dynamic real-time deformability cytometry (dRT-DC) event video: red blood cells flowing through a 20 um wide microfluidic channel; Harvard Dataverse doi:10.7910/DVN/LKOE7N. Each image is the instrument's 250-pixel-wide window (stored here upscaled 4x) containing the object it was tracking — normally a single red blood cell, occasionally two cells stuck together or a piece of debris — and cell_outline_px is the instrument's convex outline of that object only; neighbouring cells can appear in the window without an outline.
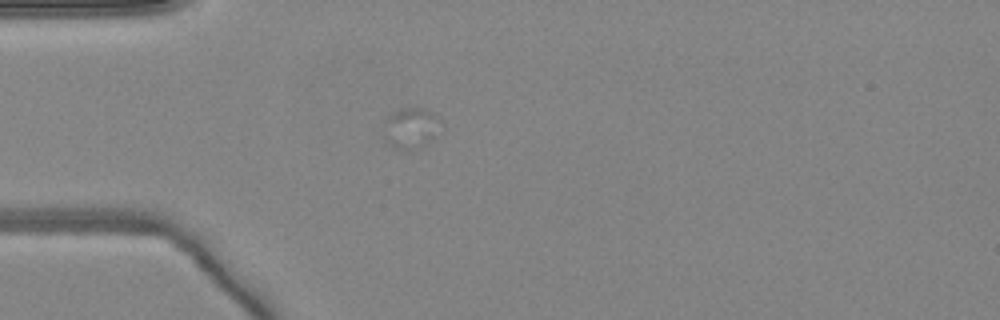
{"species": "common noctule bat (a hibernating species)", "species_latin": "Nyctalus noctula", "temperature_condition": "warm", "stored_images_in_passage": 10, "camera_frame_rate_fps": 3000, "um_per_image_px": 0.085, "animal": {"sex": "female", "body_mass_g": 24.6, "forearm_length_mm": 56.2}, "frame": {"image": 1, "passage_image": 5, "time_ms": 1.333, "image_size_px": [1000, 320], "cell_outline_px": [[444, 128], [424, 148], [408, 152], [400, 152], [392, 148], [388, 140], [388, 116], [392, 112], [400, 108], [424, 108], [432, 112], [440, 120]], "centroid_in_image_um": [35.06, 10.95], "position_along_channel_um": 49.9, "area_um2": 13.87}}
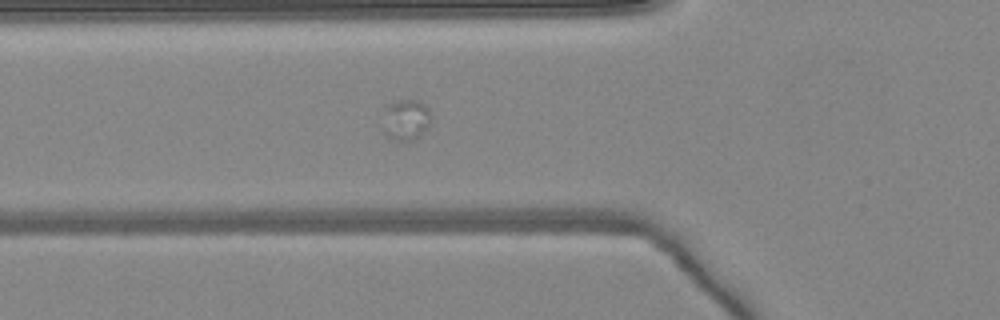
{"frame": {"image": 2, "passage_image": 9, "time_ms": 2.667, "image_size_px": [1000, 320], "cell_outline_px": [[432, 120], [428, 128], [412, 140], [392, 140], [380, 128], [384, 104], [400, 100], [416, 100], [424, 104], [428, 108], [432, 116]], "centroid_in_image_um": [34.44, 10.16], "position_along_channel_um": 91.4, "area_um2": 12.02}}